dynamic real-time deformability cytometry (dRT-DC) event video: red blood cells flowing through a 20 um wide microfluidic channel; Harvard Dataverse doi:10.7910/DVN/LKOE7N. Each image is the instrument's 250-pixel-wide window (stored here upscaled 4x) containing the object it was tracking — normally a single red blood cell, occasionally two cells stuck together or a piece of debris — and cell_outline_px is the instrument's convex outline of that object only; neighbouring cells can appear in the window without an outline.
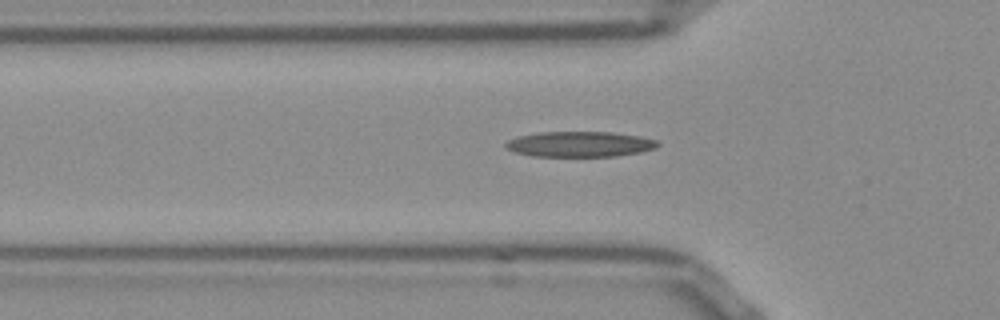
{"species": "Egyptian fruit bat (a non-hibernating species)", "species_latin": "Rousettus aegyptiacus", "temperature_condition": "room temperature", "stored_images_in_passage": 33, "camera_frame_rate_fps": 3000, "um_per_image_px": 0.085, "frame": {"image": 1, "passage_image": 2, "time_ms": 0.333, "image_size_px": [1000, 320], "cell_outline_px": [[660, 144], [656, 148], [640, 152], [616, 156], [532, 156], [516, 152], [504, 148], [504, 144], [508, 140], [516, 136], [540, 132], [612, 132], [640, 136], [656, 140]], "centroid_in_image_um": [49.26, 12.25], "position_along_channel_um": 76.5, "area_um2": 22.6}}
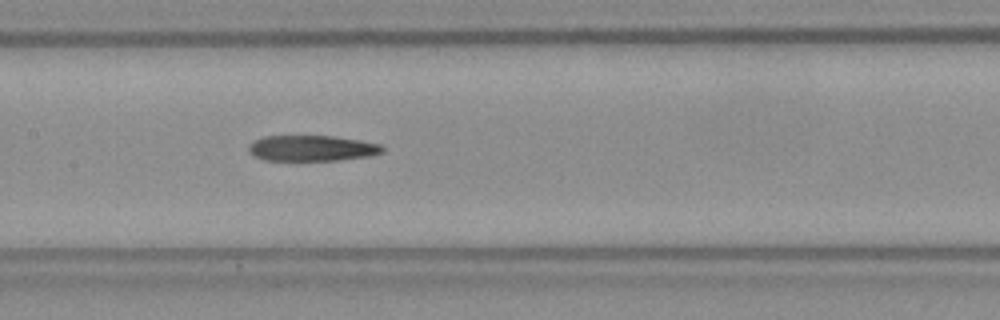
{"frame": {"image": 2, "passage_image": 10, "time_ms": 3.0, "image_size_px": [1000, 320], "cell_outline_px": [[384, 152], [368, 156], [336, 160], [264, 160], [248, 152], [248, 144], [264, 136], [332, 136], [360, 140], [380, 144], [384, 148]], "centroid_in_image_um": [26.5, 12.59], "position_along_channel_um": 180.9, "area_um2": 19.94}}
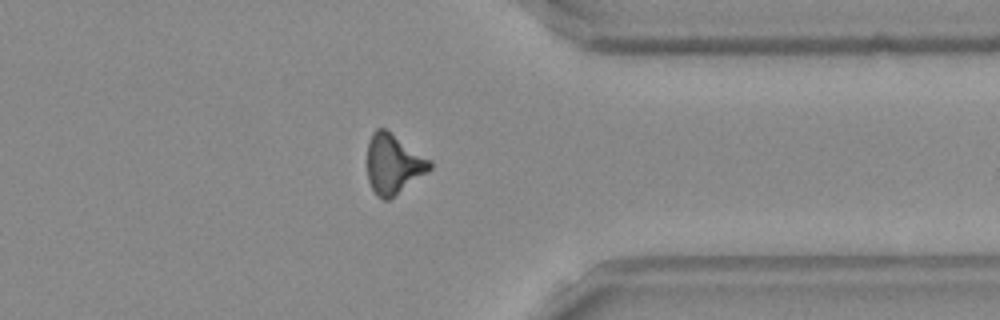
{"frame": {"image": 3, "passage_image": 26, "time_ms": 8.333, "image_size_px": [1000, 320], "cell_outline_px": [[432, 168], [428, 172], [388, 200], [384, 200], [376, 196], [368, 180], [368, 140], [372, 132], [376, 128], [384, 128], [432, 160]], "centroid_in_image_um": [33.44, 13.94], "position_along_channel_um": 378.0, "area_um2": 21.73}}